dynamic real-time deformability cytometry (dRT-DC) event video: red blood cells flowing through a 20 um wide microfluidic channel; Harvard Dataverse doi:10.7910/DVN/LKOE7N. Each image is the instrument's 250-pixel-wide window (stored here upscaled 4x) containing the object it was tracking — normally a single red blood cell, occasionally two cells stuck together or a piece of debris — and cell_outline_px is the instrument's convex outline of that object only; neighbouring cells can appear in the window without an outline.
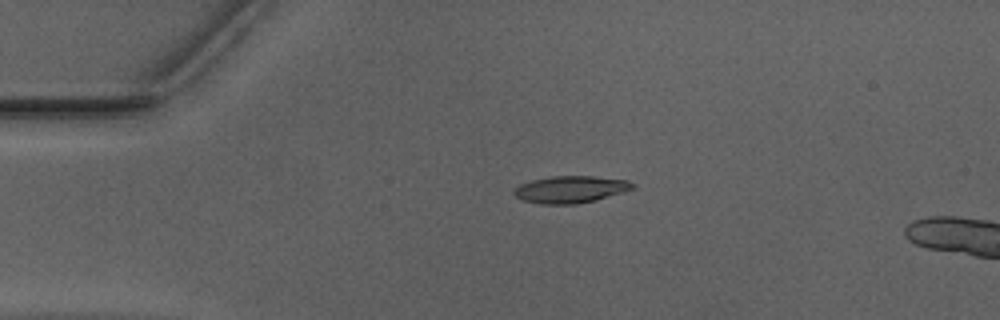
{"species": "Egyptian fruit bat (a non-hibernating species)", "species_latin": "Rousettus aegyptiacus", "temperature_condition": "warm", "stored_images_in_passage": 6, "camera_frame_rate_fps": 3000, "um_per_image_px": 0.085, "animal": {"sex": "male"}, "frame": {"image": 1, "passage_image": 1, "time_ms": 0.0, "image_size_px": [1000, 320], "cell_outline_px": [[636, 188], [624, 192], [596, 200], [576, 204], [540, 204], [524, 200], [516, 196], [512, 192], [520, 184], [532, 180], [552, 176], [592, 176], [628, 180], [636, 184]], "centroid_in_image_um": [48.54, 16.1], "position_along_channel_um": 36.5, "area_um2": 18.73}}